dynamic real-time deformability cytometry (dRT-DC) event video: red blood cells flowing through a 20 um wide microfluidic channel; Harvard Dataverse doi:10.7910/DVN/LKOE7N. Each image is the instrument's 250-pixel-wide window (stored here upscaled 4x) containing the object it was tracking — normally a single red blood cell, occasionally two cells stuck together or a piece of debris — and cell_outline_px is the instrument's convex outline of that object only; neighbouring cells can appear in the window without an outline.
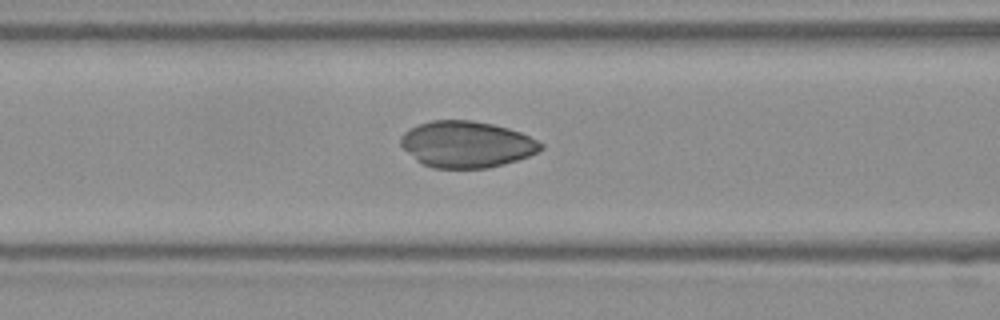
{"species": "Egyptian fruit bat (a non-hibernating species)", "species_latin": "Rousettus aegyptiacus", "temperature_condition": "warm", "stored_images_in_passage": 39, "camera_frame_rate_fps": 3000, "um_per_image_px": 0.085, "frame": {"image": 1, "passage_image": 7, "time_ms": 2.0, "image_size_px": [1000, 320], "cell_outline_px": [[544, 148], [528, 156], [504, 164], [488, 168], [432, 168], [416, 160], [400, 144], [400, 136], [408, 128], [416, 124], [432, 120], [472, 120], [492, 124], [508, 128], [520, 132], [544, 144]], "centroid_in_image_um": [39.63, 12.26], "position_along_channel_um": 127.0, "area_um2": 37.92}}
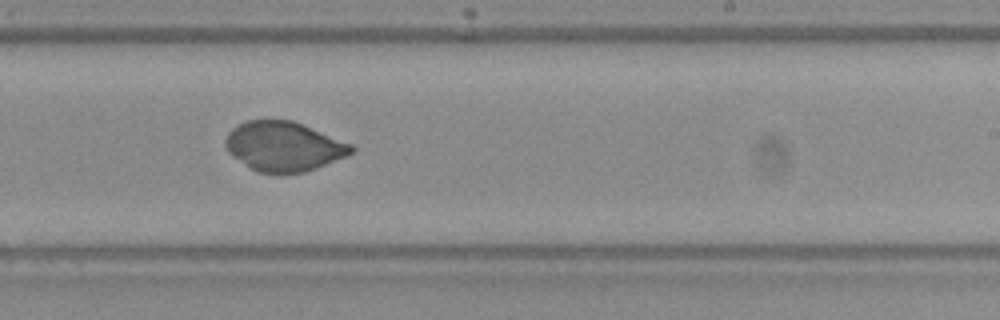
{"frame": {"image": 2, "passage_image": 18, "time_ms": 5.667, "image_size_px": [1000, 320], "cell_outline_px": [[356, 152], [348, 156], [316, 168], [304, 172], [280, 176], [256, 172], [232, 156], [228, 152], [224, 144], [224, 140], [228, 132], [232, 128], [248, 120], [292, 120], [352, 144], [356, 148]], "centroid_in_image_um": [24.12, 12.48], "position_along_channel_um": 264.9, "area_um2": 36.99}}
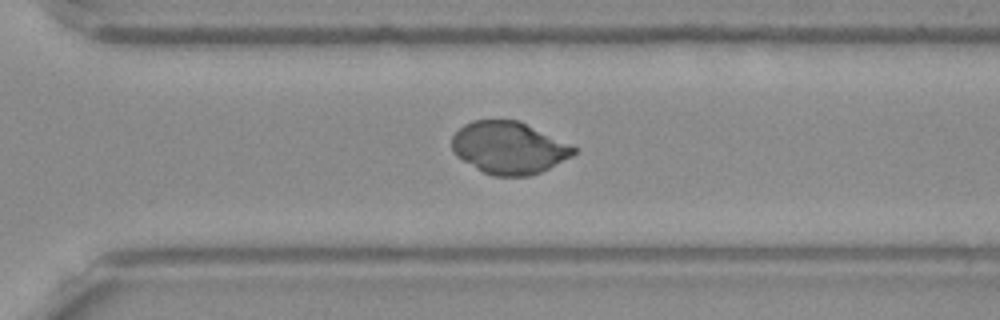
{"frame": {"image": 3, "passage_image": 23, "time_ms": 7.333, "image_size_px": [1000, 320], "cell_outline_px": [[576, 152], [572, 156], [540, 172], [528, 176], [492, 176], [476, 168], [456, 156], [452, 152], [452, 136], [464, 124], [472, 120], [520, 120], [576, 148]], "centroid_in_image_um": [43.22, 12.56], "position_along_channel_um": 327.4, "area_um2": 36.82}}